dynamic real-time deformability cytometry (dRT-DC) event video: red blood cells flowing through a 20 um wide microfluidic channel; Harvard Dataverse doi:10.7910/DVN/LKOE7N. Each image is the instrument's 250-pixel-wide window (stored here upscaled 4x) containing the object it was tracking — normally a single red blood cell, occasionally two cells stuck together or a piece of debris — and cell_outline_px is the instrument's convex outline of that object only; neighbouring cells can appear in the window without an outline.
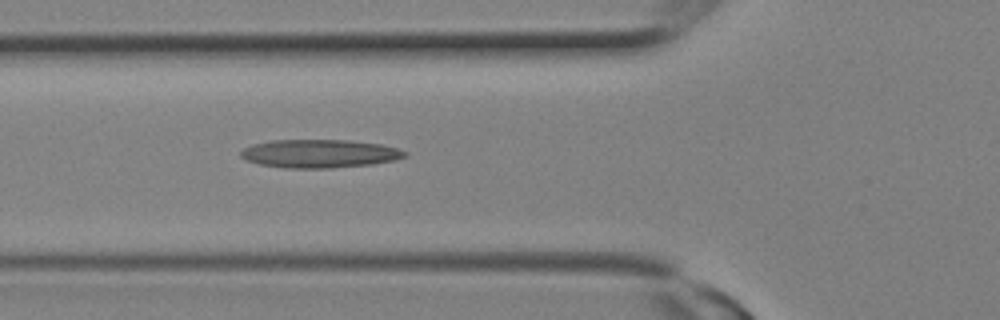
{"species": "Egyptian fruit bat (a non-hibernating species)", "species_latin": "Rousettus aegyptiacus", "temperature_condition": "room temperature", "stored_images_in_passage": 2, "camera_frame_rate_fps": 3000, "um_per_image_px": 0.085, "animal": {"sex": "female"}, "frame": {"image": 1, "passage_image": 2, "time_ms": 0.333, "image_size_px": [1000, 320], "cell_outline_px": [[408, 156], [392, 160], [372, 164], [332, 168], [284, 168], [260, 164], [248, 160], [240, 156], [240, 152], [244, 148], [252, 144], [272, 140], [348, 140], [380, 144], [400, 148], [408, 152]], "centroid_in_image_um": [27.18, 13.05], "position_along_channel_um": 98.6, "area_um2": 27.11}}